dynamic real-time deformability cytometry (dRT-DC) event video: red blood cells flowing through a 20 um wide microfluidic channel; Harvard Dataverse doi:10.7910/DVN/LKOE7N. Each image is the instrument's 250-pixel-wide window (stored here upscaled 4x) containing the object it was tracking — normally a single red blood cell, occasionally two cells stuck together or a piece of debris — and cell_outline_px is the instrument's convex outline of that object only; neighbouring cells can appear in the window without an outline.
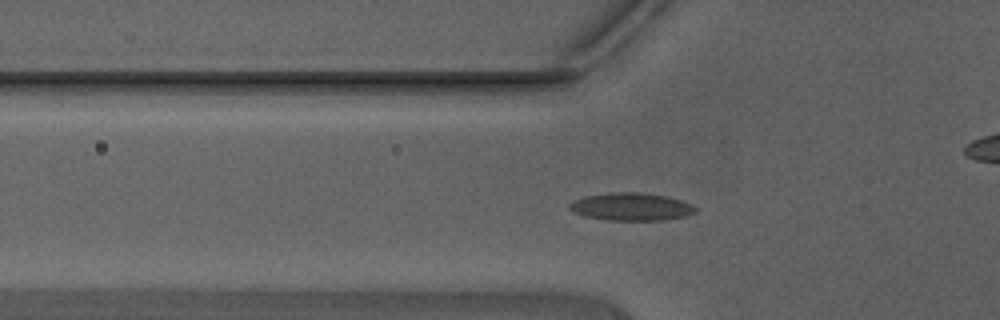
{"species": "Egyptian fruit bat (a non-hibernating species)", "species_latin": "Rousettus aegyptiacus", "temperature_condition": "warm", "stored_images_in_passage": 36, "camera_frame_rate_fps": 3000, "um_per_image_px": 0.085, "animal": {"sex": "male"}, "frame": {"image": 1, "passage_image": 5, "time_ms": 1.333, "image_size_px": [1000, 320], "cell_outline_px": [[696, 212], [688, 216], [668, 220], [608, 220], [584, 216], [572, 212], [568, 208], [568, 204], [572, 200], [584, 196], [612, 192], [640, 192], [668, 196], [692, 204], [696, 208]], "centroid_in_image_um": [53.65, 17.57], "position_along_channel_um": 72.2, "area_um2": 20.69}}
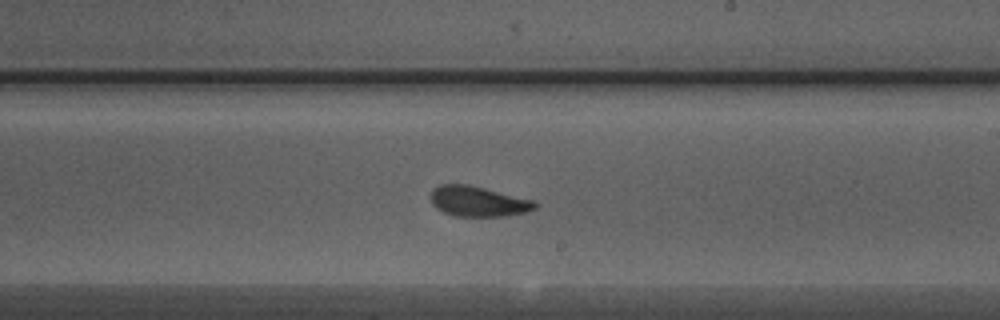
{"frame": {"image": 2, "passage_image": 17, "time_ms": 5.333, "image_size_px": [1000, 320], "cell_outline_px": [[540, 204], [536, 208], [524, 212], [504, 216], [456, 216], [444, 212], [436, 208], [432, 204], [432, 188], [440, 184], [468, 184], [532, 200]], "centroid_in_image_um": [40.62, 17.11], "position_along_channel_um": 248.4, "area_um2": 18.21}}
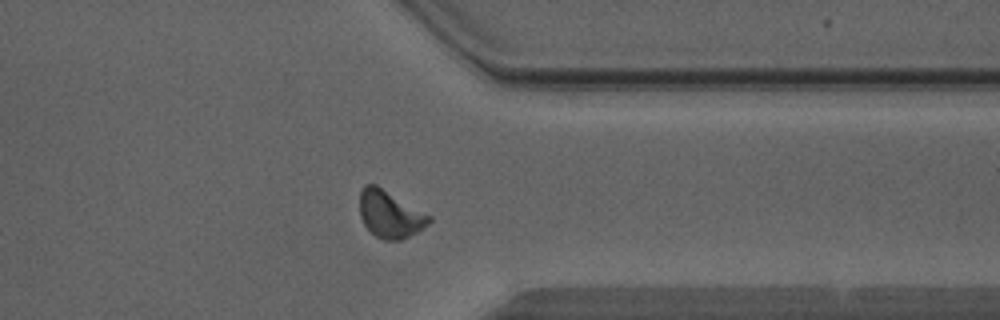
{"frame": {"image": 3, "passage_image": 26, "time_ms": 8.333, "image_size_px": [1000, 320], "cell_outline_px": [[432, 220], [428, 224], [416, 232], [400, 240], [384, 240], [376, 236], [364, 224], [360, 216], [360, 192], [364, 184], [376, 184], [432, 216]], "centroid_in_image_um": [33.14, 18.19], "position_along_channel_um": 378.3, "area_um2": 18.96}, "authors_computed_cell_mechanics": {"area_um2": 18.2359, "velocity_mm_per_s": 4.4196, "shape_relaxation_time_tau1_ms": 2.9874, "shape_relaxation_time_tau2_ms": 1.2437, "deformation_change_tau1": 0.0956, "deformation_change_tau2": 0.0681}}